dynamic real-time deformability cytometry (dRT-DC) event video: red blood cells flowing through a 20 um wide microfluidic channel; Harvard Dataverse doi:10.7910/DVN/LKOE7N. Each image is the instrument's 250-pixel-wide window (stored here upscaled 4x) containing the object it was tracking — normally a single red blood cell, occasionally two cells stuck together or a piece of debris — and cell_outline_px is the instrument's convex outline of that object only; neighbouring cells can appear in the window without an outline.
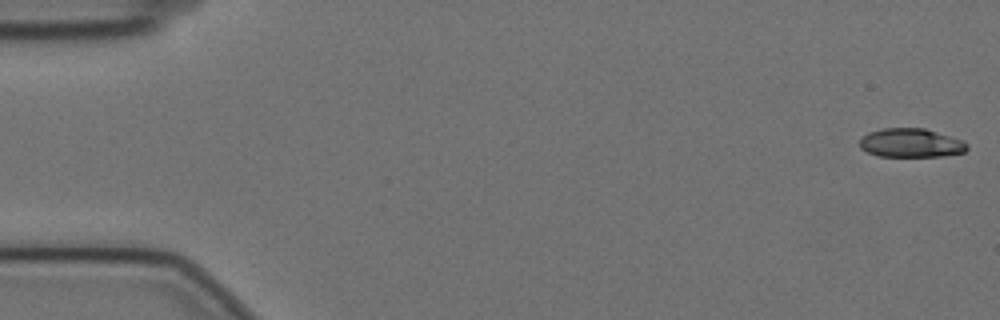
{"species": "Egyptian fruit bat (a non-hibernating species)", "species_latin": "Rousettus aegyptiacus", "temperature_condition": "cold", "stored_images_in_passage": 57, "camera_frame_rate_fps": 3000, "um_per_image_px": 0.085, "animal": {"sex": "female"}, "frame": {"image": 1, "passage_image": 1, "time_ms": 0.0, "image_size_px": [1000, 320], "cell_outline_px": [[968, 148], [964, 152], [944, 156], [880, 156], [868, 152], [860, 148], [860, 140], [868, 132], [884, 128], [924, 128], [964, 140], [968, 144]], "centroid_in_image_um": [77.46, 12.15], "position_along_channel_um": 7.5, "area_um2": 18.03}}
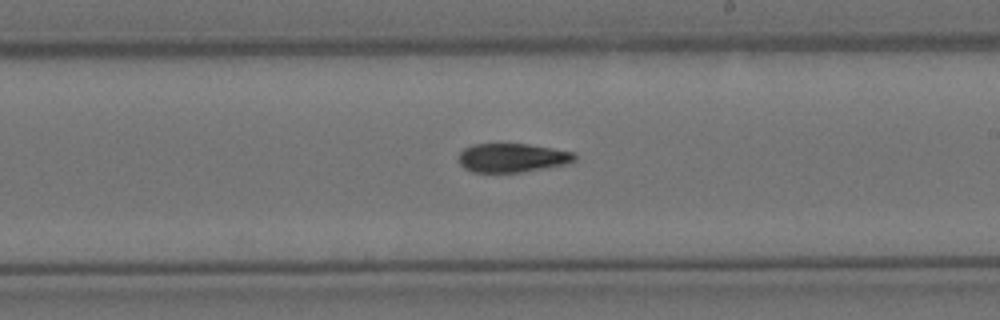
{"frame": {"image": 2, "passage_image": 33, "time_ms": 10.667, "image_size_px": [1000, 320], "cell_outline_px": [[576, 160], [564, 164], [544, 168], [520, 172], [472, 172], [464, 168], [460, 164], [460, 152], [464, 148], [472, 144], [528, 144], [552, 148], [572, 152], [576, 156]], "centroid_in_image_um": [43.52, 13.41], "position_along_channel_um": 245.5, "area_um2": 19.31}}
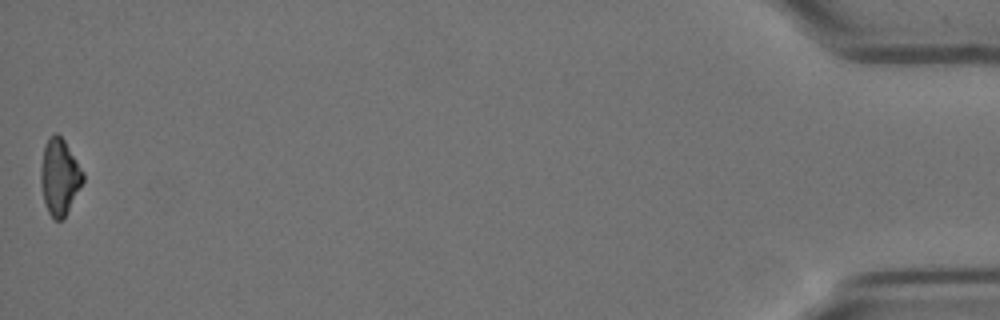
{"frame": {"image": 3, "passage_image": 57, "time_ms": 18.667, "image_size_px": [1000, 320], "cell_outline_px": [[84, 180], [64, 216], [60, 220], [56, 220], [48, 212], [44, 200], [40, 184], [40, 168], [44, 144], [56, 132], [64, 140], [84, 172]], "centroid_in_image_um": [5.04, 15.0], "position_along_channel_um": 430.2, "area_um2": 18.38}, "authors_computed_cell_mechanics": {"area_um2": 19.8254, "velocity_mm_per_s": 3.5211, "shape_relaxation_time_tau1_ms": 4.5483, "shape_relaxation_time_tau2_ms": 7.4718, "deformation_change_tau1": 0.1588, "deformation_change_tau2": 0.1574}}